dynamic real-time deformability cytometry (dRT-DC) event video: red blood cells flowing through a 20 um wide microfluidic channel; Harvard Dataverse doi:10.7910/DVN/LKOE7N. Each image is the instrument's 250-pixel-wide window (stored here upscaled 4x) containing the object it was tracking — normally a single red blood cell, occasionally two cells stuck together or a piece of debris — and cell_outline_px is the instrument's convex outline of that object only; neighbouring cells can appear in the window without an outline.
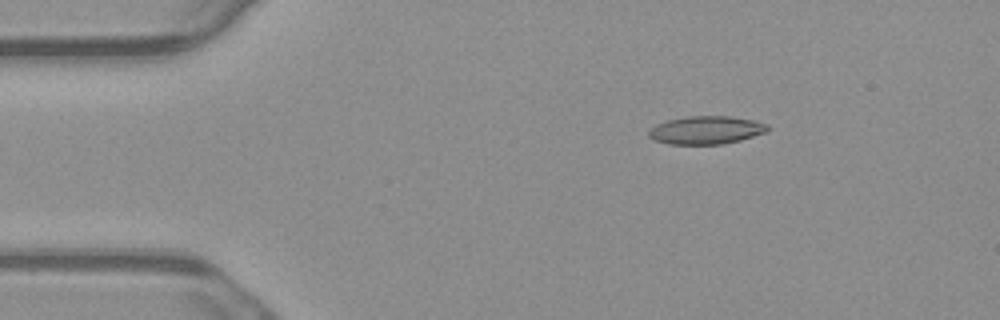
{"species": "common noctule bat (a hibernating species)", "species_latin": "Nyctalus noctula", "temperature_condition": "warm", "stored_images_in_passage": 3, "camera_frame_rate_fps": 3000, "um_per_image_px": 0.085, "animal": {"sex": "male", "body_mass_g": 23.1, "forearm_length_mm": 52.7}, "frame": {"image": 1, "passage_image": 2, "time_ms": 0.333, "image_size_px": [1000, 320], "cell_outline_px": [[768, 132], [740, 140], [724, 144], [668, 144], [656, 140], [648, 136], [648, 132], [656, 124], [668, 120], [688, 116], [728, 116], [752, 120], [768, 124]], "centroid_in_image_um": [60.04, 11.06], "position_along_channel_um": 25.0, "area_um2": 19.36}}